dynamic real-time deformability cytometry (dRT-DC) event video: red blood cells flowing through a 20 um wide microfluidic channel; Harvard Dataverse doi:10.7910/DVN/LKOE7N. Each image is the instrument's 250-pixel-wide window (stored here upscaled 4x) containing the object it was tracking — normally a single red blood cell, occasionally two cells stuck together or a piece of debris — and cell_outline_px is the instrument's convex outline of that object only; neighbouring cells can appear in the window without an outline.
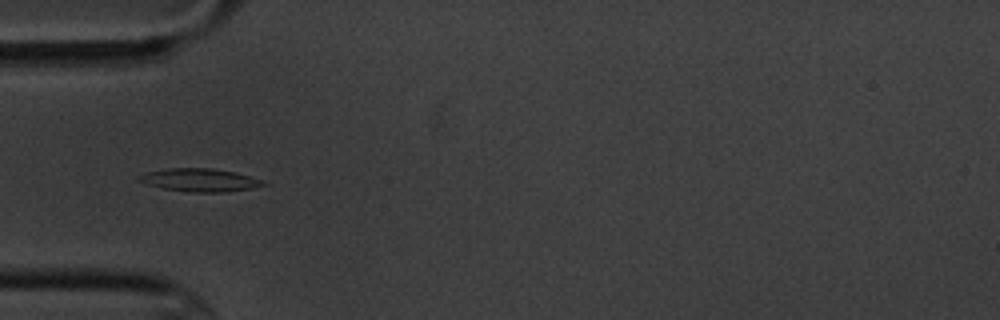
{"species": "common noctule bat (a hibernating species)", "species_latin": "Nyctalus noctula", "temperature_condition": "cold", "stored_images_in_passage": 5, "camera_frame_rate_fps": 3000, "um_per_image_px": 0.085, "animal": {"sex": "male", "body_mass_g": 20.1, "forearm_length_mm": 53.5}, "frame": {"image": 1, "passage_image": 5, "time_ms": 4.667, "image_size_px": [1000, 320], "cell_outline_px": [[268, 184], [252, 188], [228, 192], [188, 192], [160, 188], [136, 180], [136, 176], [144, 172], [168, 168], [212, 168], [236, 172], [252, 176]], "centroid_in_image_um": [16.94, 15.3], "position_along_channel_um": 68.1, "area_um2": 16.94}}